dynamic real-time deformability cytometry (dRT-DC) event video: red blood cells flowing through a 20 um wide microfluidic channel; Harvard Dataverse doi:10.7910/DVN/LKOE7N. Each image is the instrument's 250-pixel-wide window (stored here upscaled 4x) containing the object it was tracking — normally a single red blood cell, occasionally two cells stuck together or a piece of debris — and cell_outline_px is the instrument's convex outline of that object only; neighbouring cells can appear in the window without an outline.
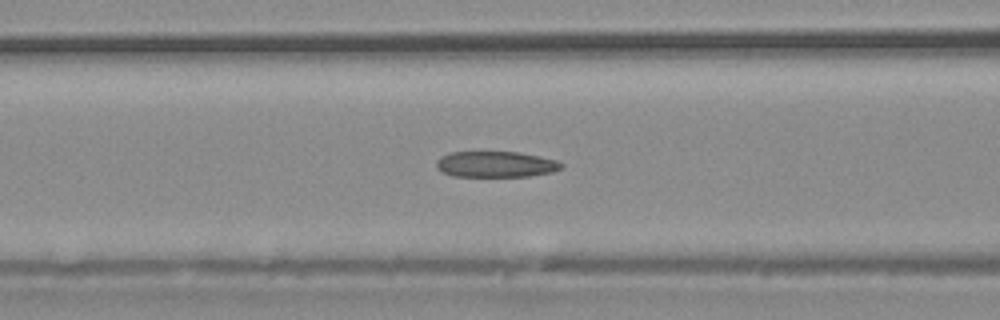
{"species": "common noctule bat (a hibernating species)", "species_latin": "Nyctalus noctula", "temperature_condition": "warm", "stored_images_in_passage": 30, "camera_frame_rate_fps": 3000, "um_per_image_px": 0.085, "animal": {"sex": "male", "body_mass_g": 20.4}, "frame": {"image": 1, "passage_image": 7, "time_ms": 2.0, "image_size_px": [1000, 320], "cell_outline_px": [[564, 164], [560, 168], [552, 172], [528, 176], [452, 176], [440, 172], [436, 168], [436, 160], [440, 156], [448, 152], [520, 152], [540, 156], [556, 160]], "centroid_in_image_um": [42.08, 13.96], "position_along_channel_um": 124.5, "area_um2": 19.02}}
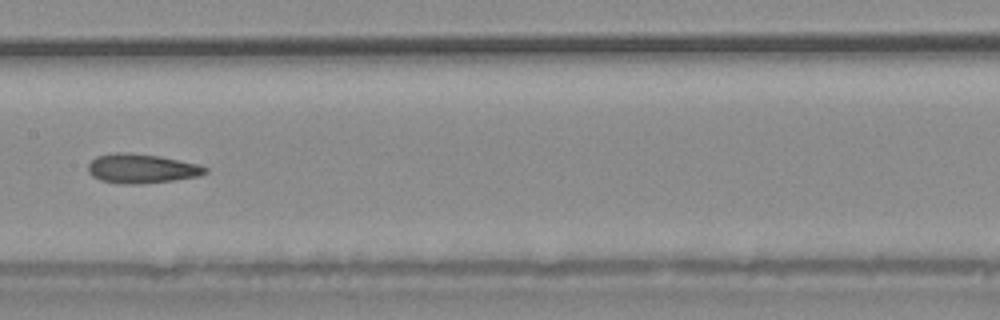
{"frame": {"image": 2, "passage_image": 11, "time_ms": 3.333, "image_size_px": [1000, 320], "cell_outline_px": [[208, 172], [200, 176], [172, 180], [140, 184], [124, 184], [100, 180], [92, 176], [88, 172], [88, 164], [96, 156], [116, 152], [128, 152], [160, 156], [200, 164], [208, 168]], "centroid_in_image_um": [12.05, 14.32], "position_along_channel_um": 195.4, "area_um2": 20.17}}
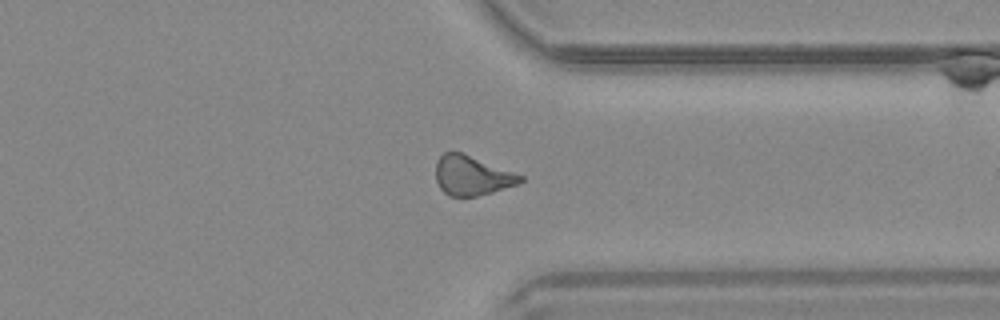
{"frame": {"image": 3, "passage_image": 21, "time_ms": 6.667, "image_size_px": [1000, 320], "cell_outline_px": [[524, 180], [516, 184], [492, 192], [476, 196], [448, 196], [440, 188], [436, 180], [436, 160], [444, 152], [460, 152], [524, 176]], "centroid_in_image_um": [40.08, 14.93], "position_along_channel_um": 371.3, "area_um2": 19.19}}